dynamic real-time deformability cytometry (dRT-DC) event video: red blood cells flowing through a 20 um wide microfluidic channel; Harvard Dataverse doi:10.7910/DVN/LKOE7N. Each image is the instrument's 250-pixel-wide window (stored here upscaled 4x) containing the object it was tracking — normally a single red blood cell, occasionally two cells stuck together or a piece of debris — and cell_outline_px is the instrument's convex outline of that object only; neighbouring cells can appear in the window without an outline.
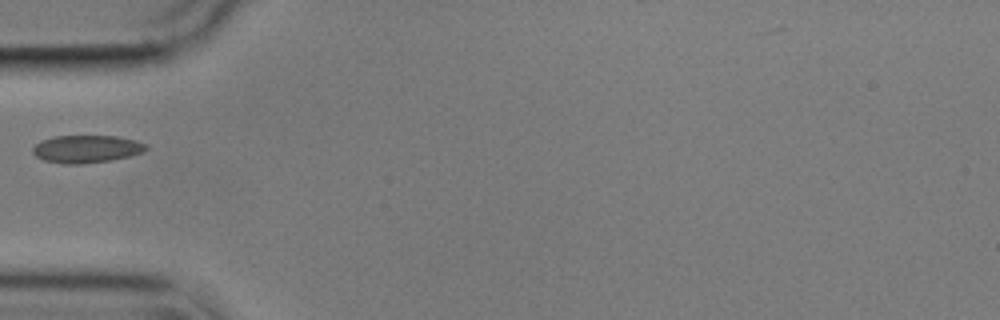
{"species": "common noctule bat (a hibernating species)", "species_latin": "Nyctalus noctula", "temperature_condition": "cold", "stored_images_in_passage": 21, "camera_frame_rate_fps": 3000, "um_per_image_px": 0.085, "animal": {"sex": "male", "body_mass_g": 17.9}, "frame": {"image": 1, "passage_image": 1, "time_ms": 0.0, "image_size_px": [1000, 320], "cell_outline_px": [[148, 148], [144, 152], [132, 156], [112, 160], [80, 164], [64, 164], [44, 160], [36, 156], [32, 152], [32, 148], [36, 144], [44, 140], [56, 136], [116, 136], [136, 140], [148, 144]], "centroid_in_image_um": [7.41, 12.67], "position_along_channel_um": 77.6, "area_um2": 18.32}}
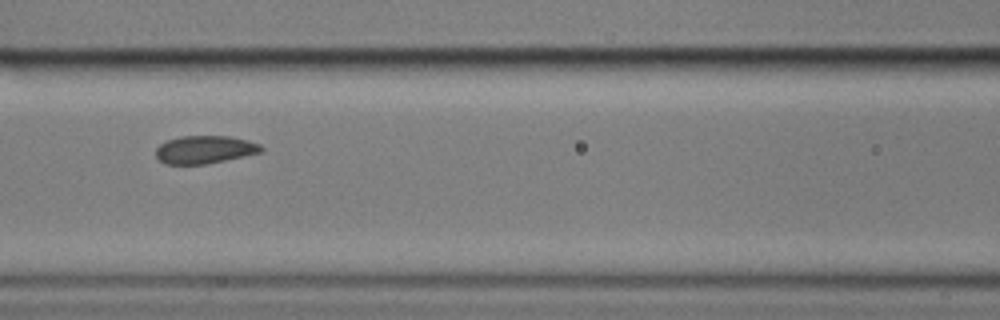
{"frame": {"image": 2, "passage_image": 7, "time_ms": 2.0, "image_size_px": [1000, 320], "cell_outline_px": [[264, 152], [208, 164], [164, 164], [156, 156], [156, 148], [160, 144], [168, 140], [180, 136], [228, 136], [248, 140], [260, 144], [264, 148]], "centroid_in_image_um": [17.44, 12.72], "position_along_channel_um": 149.2, "area_um2": 17.28}}